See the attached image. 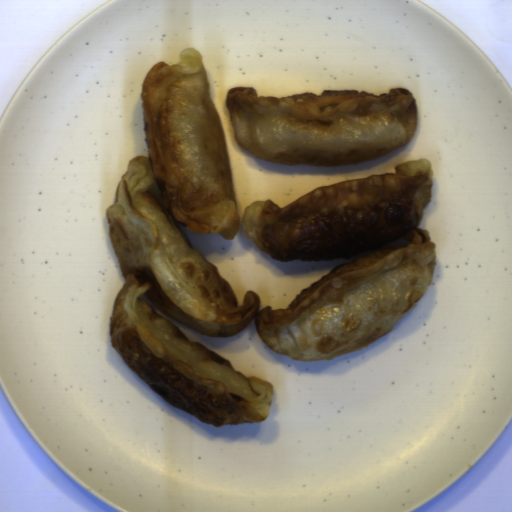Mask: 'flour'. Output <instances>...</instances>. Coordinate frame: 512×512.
I'll return each instance as SVG.
<instances>
[{
    "mask_svg": "<svg viewBox=\"0 0 512 512\" xmlns=\"http://www.w3.org/2000/svg\"><path fill=\"white\" fill-rule=\"evenodd\" d=\"M225 100L239 147L277 165L333 168L377 160L411 142L419 124L407 87L378 96L324 89L277 98L246 86L229 88Z\"/></svg>",
    "mask_w": 512,
    "mask_h": 512,
    "instance_id": "flour-2",
    "label": "flour"
},
{
    "mask_svg": "<svg viewBox=\"0 0 512 512\" xmlns=\"http://www.w3.org/2000/svg\"><path fill=\"white\" fill-rule=\"evenodd\" d=\"M148 158L127 160L105 210L108 241L124 284L108 336L125 364L170 406L205 425L268 420L274 386L191 341L160 312L207 337H234L254 320L266 346L296 362L334 360L393 332L436 273V241L419 228L432 201L428 158L395 173L352 178L280 207L239 209L223 126L204 57L192 47L160 61L141 85ZM191 233L247 236L278 261L352 259L296 294L288 308L263 307L253 291L237 306L221 278L175 223Z\"/></svg>",
    "mask_w": 512,
    "mask_h": 512,
    "instance_id": "flour-1",
    "label": "flour"
}]
</instances>
